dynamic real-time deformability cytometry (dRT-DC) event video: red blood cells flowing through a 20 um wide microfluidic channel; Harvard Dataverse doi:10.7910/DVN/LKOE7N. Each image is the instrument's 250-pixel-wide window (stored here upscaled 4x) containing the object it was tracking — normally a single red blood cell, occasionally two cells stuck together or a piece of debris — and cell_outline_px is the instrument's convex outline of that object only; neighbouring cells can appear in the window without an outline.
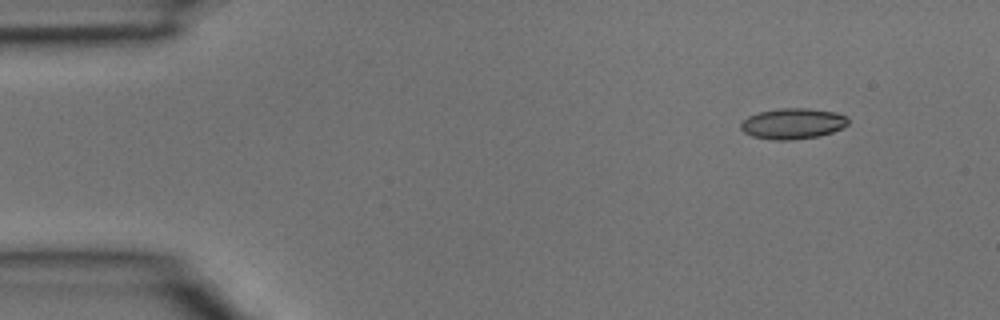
{"species": "common noctule bat (a hibernating species)", "species_latin": "Nyctalus noctula", "temperature_condition": "room temperature", "stored_images_in_passage": 3, "camera_frame_rate_fps": 3000, "um_per_image_px": 0.085, "animal": {"sex": "male", "body_mass_g": 15.6}, "frame": {"image": 1, "passage_image": 1, "time_ms": 0.0, "image_size_px": [1000, 320], "cell_outline_px": [[848, 124], [832, 132], [820, 136], [792, 140], [772, 140], [752, 136], [744, 132], [740, 128], [740, 124], [748, 116], [760, 112], [780, 108], [808, 108], [836, 112], [844, 116], [848, 120]], "centroid_in_image_um": [67.37, 10.51], "position_along_channel_um": 17.6, "area_um2": 19.19}}
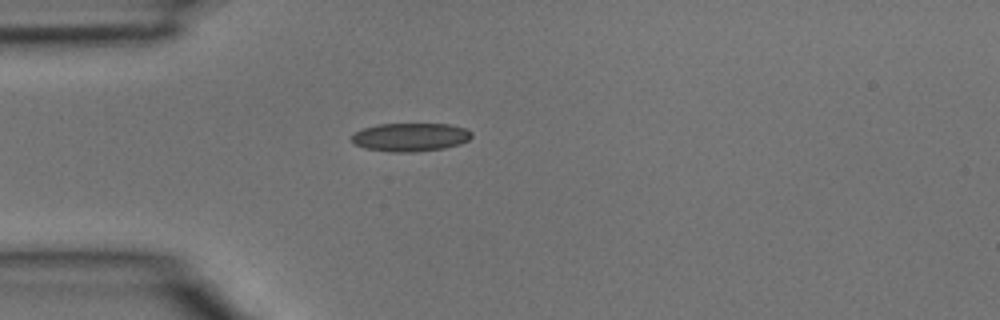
{"frame": {"image": 2, "passage_image": 3, "time_ms": 0.667, "image_size_px": [1000, 320], "cell_outline_px": [[472, 136], [468, 140], [460, 144], [444, 148], [416, 152], [388, 152], [364, 148], [356, 144], [352, 140], [352, 136], [356, 132], [364, 128], [380, 124], [448, 124], [464, 128], [472, 132]], "centroid_in_image_um": [34.9, 11.66], "position_along_channel_um": 50.1, "area_um2": 19.77}}